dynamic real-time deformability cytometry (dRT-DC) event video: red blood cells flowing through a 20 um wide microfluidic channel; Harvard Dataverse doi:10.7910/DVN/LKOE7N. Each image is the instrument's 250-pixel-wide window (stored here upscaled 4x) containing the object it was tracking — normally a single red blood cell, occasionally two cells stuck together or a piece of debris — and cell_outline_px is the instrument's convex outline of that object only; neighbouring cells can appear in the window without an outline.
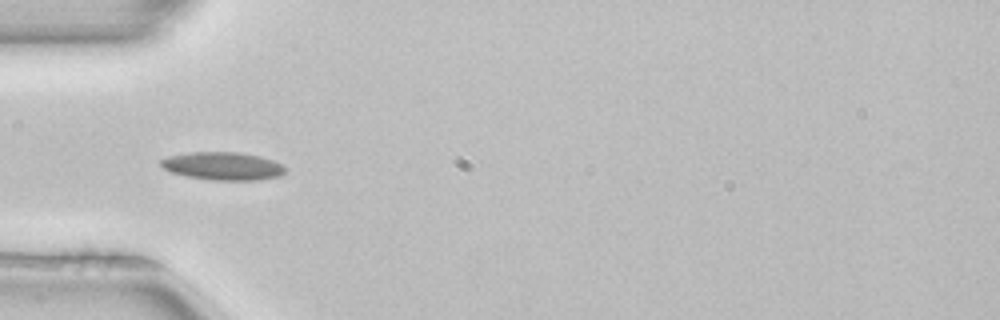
{"species": "common noctule bat (a hibernating species)", "species_latin": "Nyctalus noctula", "temperature_condition": "room temperature", "stored_images_in_passage": 4, "camera_frame_rate_fps": 3000, "um_per_image_px": 0.085, "animal": {"sex": "female", "body_mass_g": 22.7, "forearm_length_mm": 54.2}, "frame": {"image": 1, "passage_image": 3, "time_ms": 0.667, "image_size_px": [1000, 320], "cell_outline_px": [[288, 168], [280, 176], [260, 180], [212, 180], [188, 176], [172, 172], [164, 168], [160, 164], [160, 160], [168, 156], [192, 152], [240, 152], [260, 156], [284, 164]], "centroid_in_image_um": [19.0, 14.11], "position_along_channel_um": 66.0, "area_um2": 20.35}}